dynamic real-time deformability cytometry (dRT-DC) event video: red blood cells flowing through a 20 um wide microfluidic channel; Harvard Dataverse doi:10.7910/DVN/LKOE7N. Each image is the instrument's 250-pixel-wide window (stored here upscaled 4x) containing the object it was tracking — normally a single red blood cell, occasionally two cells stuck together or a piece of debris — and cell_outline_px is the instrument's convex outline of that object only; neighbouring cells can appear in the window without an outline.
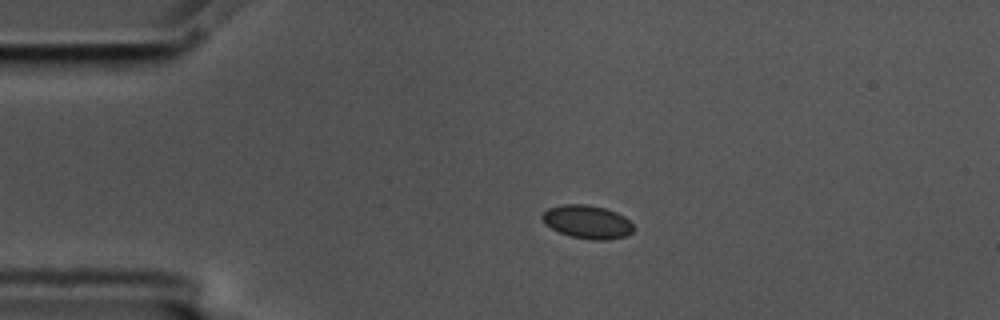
{"species": "common noctule bat (a hibernating species)", "species_latin": "Nyctalus noctula", "temperature_condition": "cold", "stored_images_in_passage": 46, "camera_frame_rate_fps": 3000, "um_per_image_px": 0.085, "animal": {"sex": "male", "body_mass_g": 17.5, "forearm_length_mm": 52.3}, "frame": {"image": 1, "passage_image": 1, "time_ms": 0.0, "image_size_px": [1000, 320], "cell_outline_px": [[636, 228], [632, 232], [624, 236], [608, 240], [592, 240], [572, 236], [560, 232], [544, 224], [540, 216], [548, 208], [564, 204], [588, 204], [604, 208], [616, 212], [624, 216]], "centroid_in_image_um": [49.92, 18.85], "position_along_channel_um": 35.1, "area_um2": 17.74}}
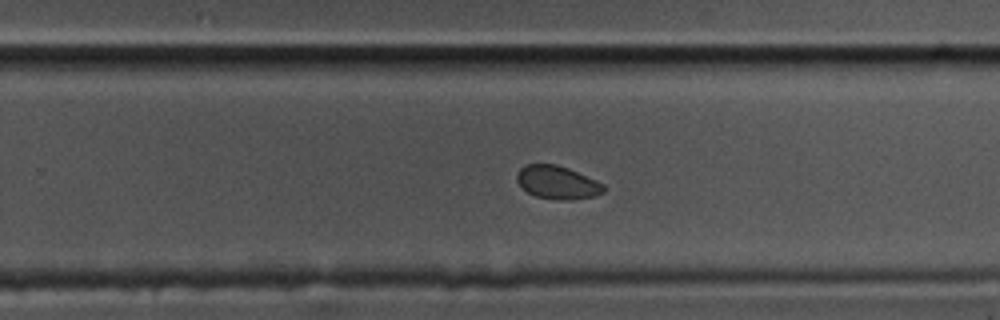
{"frame": {"image": 2, "passage_image": 25, "time_ms": 8.0, "image_size_px": [1000, 320], "cell_outline_px": [[608, 188], [604, 192], [596, 196], [572, 200], [556, 200], [536, 196], [528, 192], [516, 180], [516, 172], [524, 164], [556, 164], [568, 168], [596, 180], [604, 184]], "centroid_in_image_um": [47.4, 15.51], "position_along_channel_um": 282.4, "area_um2": 16.99}}
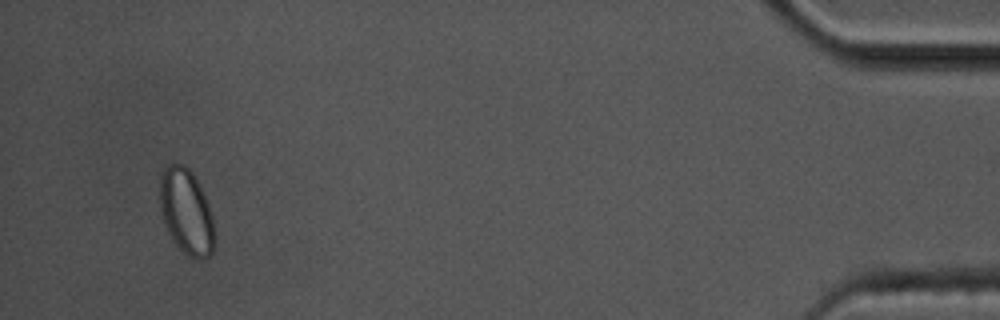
{"frame": {"image": 3, "passage_image": 43, "time_ms": 14.0, "image_size_px": [1000, 320], "cell_outline_px": [[216, 240], [212, 252], [204, 260], [196, 260], [188, 256], [176, 244], [168, 232], [164, 224], [160, 208], [160, 176], [164, 168], [168, 164], [184, 164], [192, 172], [208, 204], [212, 216], [216, 236]], "centroid_in_image_um": [15.85, 18.03], "position_along_channel_um": 419.4, "area_um2": 27.34}}